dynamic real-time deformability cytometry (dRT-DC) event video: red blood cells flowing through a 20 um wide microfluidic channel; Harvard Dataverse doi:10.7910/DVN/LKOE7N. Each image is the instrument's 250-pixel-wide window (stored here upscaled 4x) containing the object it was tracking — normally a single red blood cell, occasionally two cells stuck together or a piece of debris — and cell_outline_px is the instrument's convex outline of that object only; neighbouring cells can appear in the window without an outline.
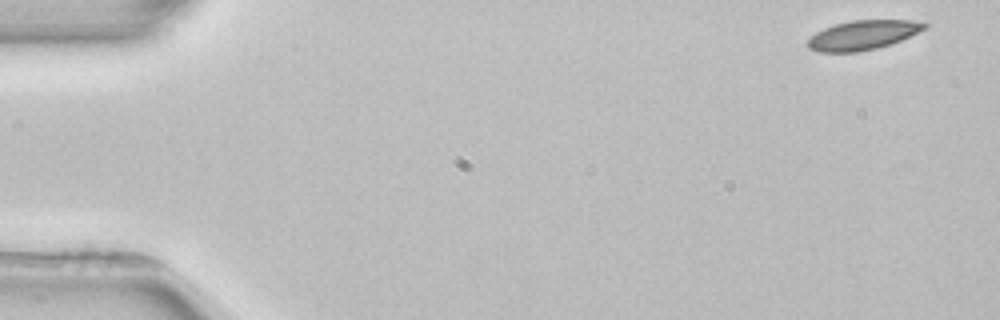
{"species": "common noctule bat (a hibernating species)", "species_latin": "Nyctalus noctula", "temperature_condition": "room temperature", "stored_images_in_passage": 4, "camera_frame_rate_fps": 3000, "um_per_image_px": 0.085, "animal": {"sex": "female", "body_mass_g": 22.7, "forearm_length_mm": 54.2}, "frame": {"image": 1, "passage_image": 1, "time_ms": 0.0, "image_size_px": [1000, 320], "cell_outline_px": [[928, 24], [924, 28], [892, 44], [876, 48], [856, 52], [820, 52], [808, 48], [808, 40], [816, 32], [824, 28], [836, 24], [852, 20], [908, 20]], "centroid_in_image_um": [73.29, 2.99], "position_along_channel_um": 11.7, "area_um2": 19.59}}
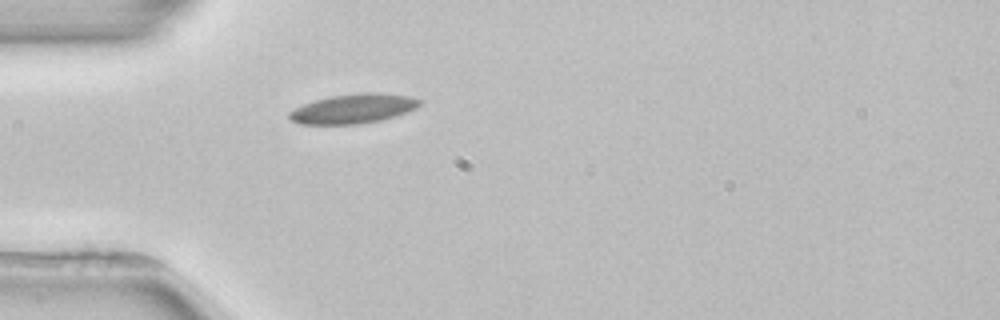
{"frame": {"image": 2, "passage_image": 4, "time_ms": 4.333, "image_size_px": [1000, 320], "cell_outline_px": [[420, 104], [416, 108], [396, 116], [380, 120], [356, 124], [296, 124], [288, 116], [288, 112], [304, 104], [316, 100], [332, 96], [364, 92], [380, 92], [408, 96], [420, 100]], "centroid_in_image_um": [30.02, 9.24], "position_along_channel_um": 55.0, "area_um2": 22.2}}